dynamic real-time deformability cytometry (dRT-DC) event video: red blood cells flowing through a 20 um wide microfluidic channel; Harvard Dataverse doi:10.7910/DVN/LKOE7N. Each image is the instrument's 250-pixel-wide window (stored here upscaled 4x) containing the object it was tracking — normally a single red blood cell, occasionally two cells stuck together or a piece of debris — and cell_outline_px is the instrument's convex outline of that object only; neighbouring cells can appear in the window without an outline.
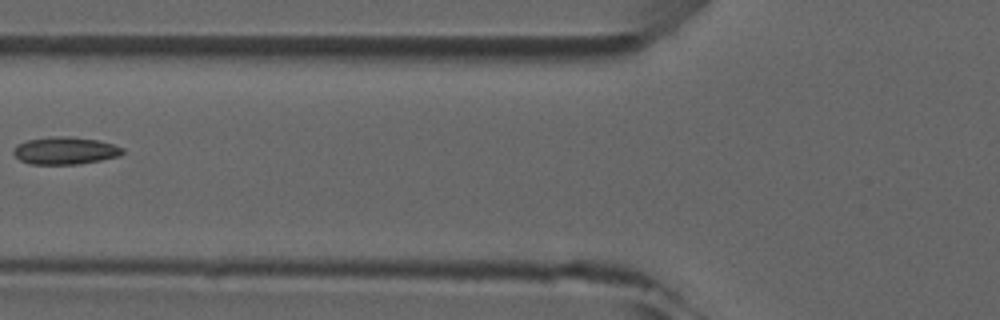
{"species": "common noctule bat (a hibernating species)", "species_latin": "Nyctalus noctula", "temperature_condition": "room temperature", "stored_images_in_passage": 5, "camera_frame_rate_fps": 3000, "um_per_image_px": 0.085, "animal": {"sex": "male", "forearm_length_mm": 52.5}, "frame": {"image": 1, "passage_image": 5, "time_ms": 4.667, "image_size_px": [1000, 320], "cell_outline_px": [[124, 152], [120, 156], [80, 164], [28, 164], [20, 160], [12, 152], [12, 148], [16, 144], [28, 140], [52, 136], [68, 136], [96, 140], [112, 144], [124, 148]], "centroid_in_image_um": [5.51, 12.81], "position_along_channel_um": 120.3, "area_um2": 17.51}}